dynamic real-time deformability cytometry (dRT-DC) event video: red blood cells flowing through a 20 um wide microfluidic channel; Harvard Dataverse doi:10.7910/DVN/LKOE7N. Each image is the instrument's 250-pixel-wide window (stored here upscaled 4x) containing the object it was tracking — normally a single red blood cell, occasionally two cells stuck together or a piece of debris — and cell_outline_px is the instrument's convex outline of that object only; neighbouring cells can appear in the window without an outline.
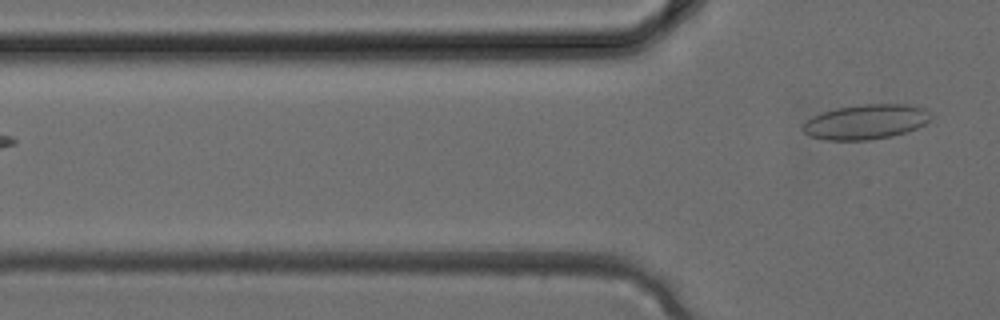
{"species": "common noctule bat (a hibernating species)", "species_latin": "Nyctalus noctula", "temperature_condition": "cold", "stored_images_in_passage": 4, "camera_frame_rate_fps": 3000, "um_per_image_px": 0.085, "animal": {"sex": "female", "body_mass_g": 24.6, "forearm_length_mm": 56.2}, "frame": {"image": 1, "passage_image": 4, "time_ms": 1.0, "image_size_px": [1000, 320], "cell_outline_px": [[928, 120], [924, 124], [916, 128], [892, 136], [868, 140], [824, 140], [812, 136], [804, 132], [800, 128], [812, 116], [820, 112], [836, 108], [864, 104], [908, 104], [924, 108], [928, 112]], "centroid_in_image_um": [73.55, 10.35], "position_along_channel_um": 52.3, "area_um2": 25.78}}